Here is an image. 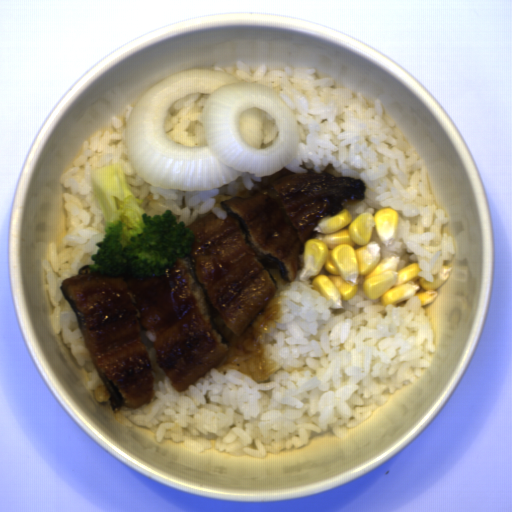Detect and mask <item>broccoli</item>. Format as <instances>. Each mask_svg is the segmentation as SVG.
Segmentation results:
<instances>
[{
	"label": "broccoli",
	"instance_id": "1",
	"mask_svg": "<svg viewBox=\"0 0 512 512\" xmlns=\"http://www.w3.org/2000/svg\"><path fill=\"white\" fill-rule=\"evenodd\" d=\"M102 208L104 239L96 242L91 272L103 277L123 274L128 268L133 277L169 275L179 258L192 254L194 232L171 210L149 215L131 192L123 163L101 165L90 176Z\"/></svg>",
	"mask_w": 512,
	"mask_h": 512
}]
</instances>
